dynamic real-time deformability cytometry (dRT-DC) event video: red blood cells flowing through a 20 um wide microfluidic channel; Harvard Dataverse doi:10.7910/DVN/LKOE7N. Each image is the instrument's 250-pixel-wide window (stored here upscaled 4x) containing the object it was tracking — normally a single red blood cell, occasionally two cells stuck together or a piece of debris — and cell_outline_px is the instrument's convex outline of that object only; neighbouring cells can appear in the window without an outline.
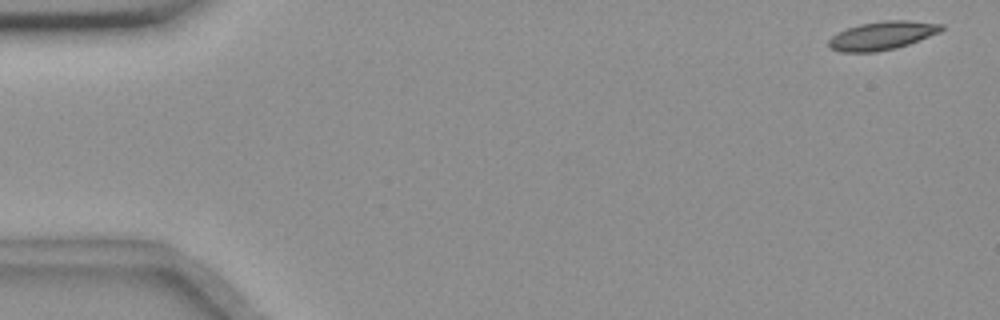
{"species": "common noctule bat (a hibernating species)", "species_latin": "Nyctalus noctula", "temperature_condition": "room temperature", "stored_images_in_passage": 9, "camera_frame_rate_fps": 3000, "um_per_image_px": 0.085, "animal": {"sex": "female", "body_mass_g": 18.4}, "frame": {"image": 1, "passage_image": 1, "time_ms": 0.0, "image_size_px": [1000, 320], "cell_outline_px": [[944, 28], [940, 32], [908, 44], [896, 48], [876, 52], [840, 52], [832, 48], [828, 44], [828, 40], [832, 36], [848, 28], [860, 24], [884, 20], [908, 20], [944, 24]], "centroid_in_image_um": [75.01, 3.02], "position_along_channel_um": 10.0, "area_um2": 18.55}}